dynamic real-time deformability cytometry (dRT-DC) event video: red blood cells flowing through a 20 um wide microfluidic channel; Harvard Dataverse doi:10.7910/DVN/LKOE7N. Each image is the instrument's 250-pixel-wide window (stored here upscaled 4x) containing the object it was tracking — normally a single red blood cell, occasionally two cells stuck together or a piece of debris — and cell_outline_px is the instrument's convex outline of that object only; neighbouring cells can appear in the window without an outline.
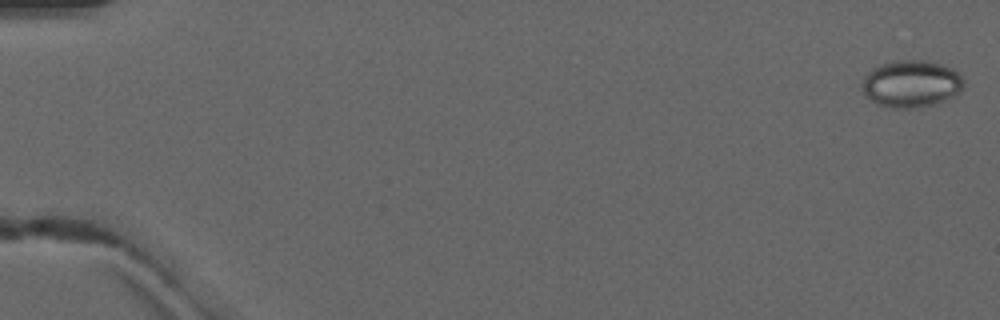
{"species": "common noctule bat (a hibernating species)", "species_latin": "Nyctalus noctula", "temperature_condition": "warm", "stored_images_in_passage": 6, "camera_frame_rate_fps": 3000, "um_per_image_px": 0.085, "animal": {"sex": "male", "forearm_length_mm": 52.5}, "frame": {"image": 1, "passage_image": 1, "time_ms": 0.0, "image_size_px": [1000, 320], "cell_outline_px": [[964, 84], [960, 92], [956, 96], [936, 104], [916, 108], [892, 108], [876, 104], [864, 96], [860, 88], [864, 76], [872, 68], [880, 64], [892, 60], [924, 60], [940, 64], [952, 68], [964, 80]], "centroid_in_image_um": [77.42, 7.13], "position_along_channel_um": 7.6, "area_um2": 28.44}}